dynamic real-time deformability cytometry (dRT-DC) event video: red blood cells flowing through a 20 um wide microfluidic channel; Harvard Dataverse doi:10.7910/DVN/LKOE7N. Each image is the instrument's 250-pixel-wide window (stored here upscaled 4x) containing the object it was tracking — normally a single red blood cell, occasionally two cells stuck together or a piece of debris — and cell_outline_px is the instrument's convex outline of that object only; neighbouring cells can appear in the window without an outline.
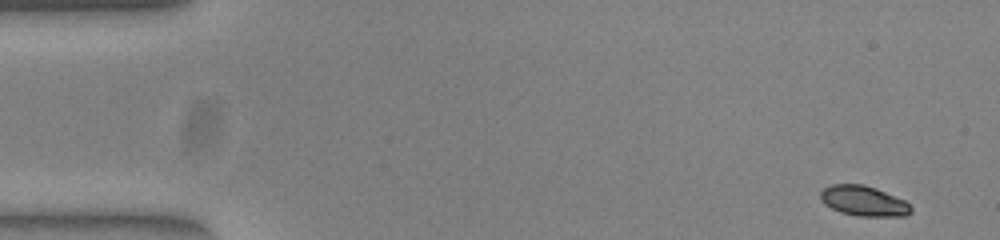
{"species": "common noctule bat (a hibernating species)", "species_latin": "Nyctalus noctula", "temperature_condition": "warm", "stored_images_in_passage": 52, "camera_frame_rate_fps": 3000, "um_per_image_px": 0.085, "animal": {"sex": "female", "body_mass_g": 23.0, "forearm_length_mm": 53.4}, "frame": {"image": 1, "passage_image": 1, "time_ms": 0.0, "image_size_px": [1000, 240], "cell_outline_px": [[912, 212], [904, 216], [856, 216], [840, 212], [824, 204], [820, 200], [820, 192], [824, 188], [832, 184], [864, 184], [876, 188], [904, 200], [912, 208]], "centroid_in_image_um": [73.39, 17.08], "position_along_channel_um": 11.6, "area_um2": 15.95}}
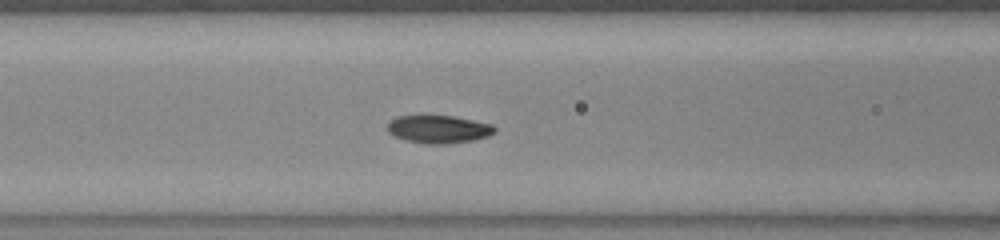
{"frame": {"image": 2, "passage_image": 20, "time_ms": 6.333, "image_size_px": [1000, 240], "cell_outline_px": [[496, 132], [488, 136], [472, 140], [444, 144], [428, 144], [404, 140], [392, 136], [384, 128], [388, 120], [396, 116], [424, 112], [452, 116], [492, 124], [496, 128]], "centroid_in_image_um": [37.15, 10.93], "position_along_channel_um": 129.5, "area_um2": 18.44}}
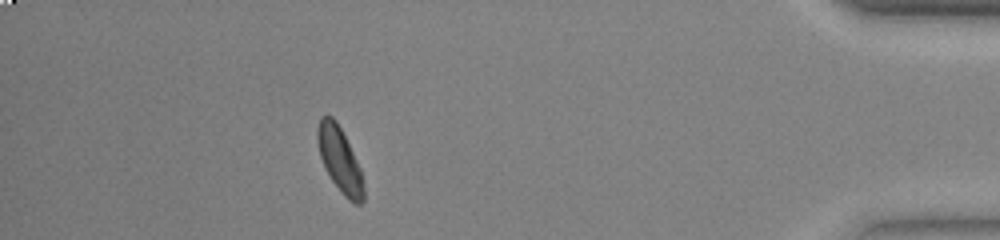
{"frame": {"image": 3, "passage_image": 46, "time_ms": 15.0, "image_size_px": [1000, 240], "cell_outline_px": [[364, 200], [360, 204], [356, 204], [348, 200], [344, 196], [332, 180], [324, 168], [320, 156], [316, 140], [316, 128], [320, 116], [332, 116], [336, 120], [360, 168], [364, 184]], "centroid_in_image_um": [28.85, 13.58], "position_along_channel_um": 406.3, "area_um2": 17.4}, "authors_computed_cell_mechanics": {"area_um2": 17.3689, "velocity_mm_per_s": 3.8161, "shape_relaxation_time_tau1_ms": 1.7654, "shape_relaxation_time_tau2_ms": 2.0416, "deformation_change_tau1": 0.115, "deformation_change_tau2": 0.0586}}